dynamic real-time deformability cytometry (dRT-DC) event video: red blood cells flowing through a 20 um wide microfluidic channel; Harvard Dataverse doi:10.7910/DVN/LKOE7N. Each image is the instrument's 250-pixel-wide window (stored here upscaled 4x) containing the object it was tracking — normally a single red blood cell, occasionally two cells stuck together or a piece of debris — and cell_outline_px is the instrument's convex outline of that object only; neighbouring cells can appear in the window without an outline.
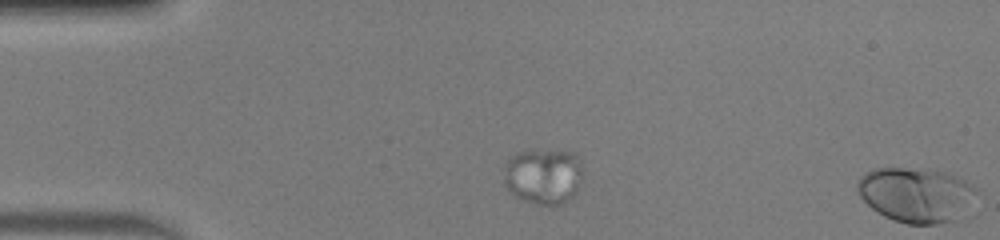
{"species": "human", "species_latin": "Homo sapiens", "temperature_condition": "warm", "stored_images_in_passage": 4, "segment_of_instrument_passage": [2, 2], "camera_frame_rate_fps": 3000, "um_per_image_px": 0.085, "donor": {"sex": "male"}, "frame": {"image": 1, "passage_image": 4, "time_ms": 1.0, "image_size_px": [1000, 240], "cell_outline_px": [[980, 192], [956, 220], [936, 224], [908, 224], [892, 220], [876, 212], [860, 196], [856, 188], [856, 184], [860, 176], [872, 168], [928, 168], [944, 172], [956, 176], [964, 180], [976, 188]], "centroid_in_image_um": [77.85, 16.54], "position_along_channel_um": 7.2, "area_um2": 38.32}}